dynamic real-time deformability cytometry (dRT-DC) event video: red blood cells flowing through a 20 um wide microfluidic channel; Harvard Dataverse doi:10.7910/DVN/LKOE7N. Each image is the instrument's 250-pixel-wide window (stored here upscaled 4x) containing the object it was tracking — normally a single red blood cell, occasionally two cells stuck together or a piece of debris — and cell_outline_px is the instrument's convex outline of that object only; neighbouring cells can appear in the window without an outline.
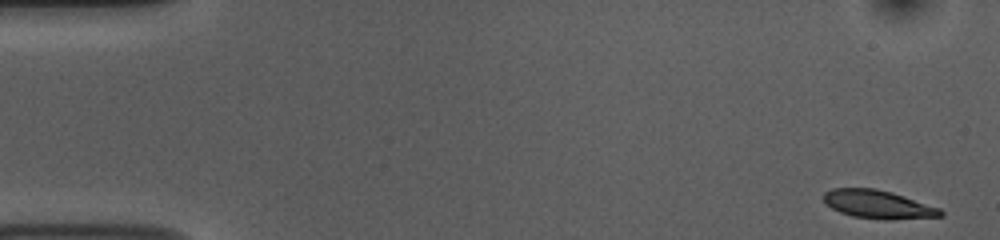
{"species": "common noctule bat (a hibernating species)", "species_latin": "Nyctalus noctula", "temperature_condition": "room temperature", "stored_images_in_passage": 52, "camera_frame_rate_fps": 3000, "um_per_image_px": 0.085, "animal": {"sex": "female", "body_mass_g": 10.0, "forearm_length_mm": 53.1}, "frame": {"image": 1, "passage_image": 1, "time_ms": 0.0, "image_size_px": [1000, 240], "cell_outline_px": [[944, 216], [892, 220], [888, 220], [852, 216], [840, 212], [832, 208], [824, 200], [824, 192], [832, 188], [876, 188], [892, 192], [940, 208], [944, 212]], "centroid_in_image_um": [74.67, 17.37], "position_along_channel_um": 10.3, "area_um2": 19.31}}
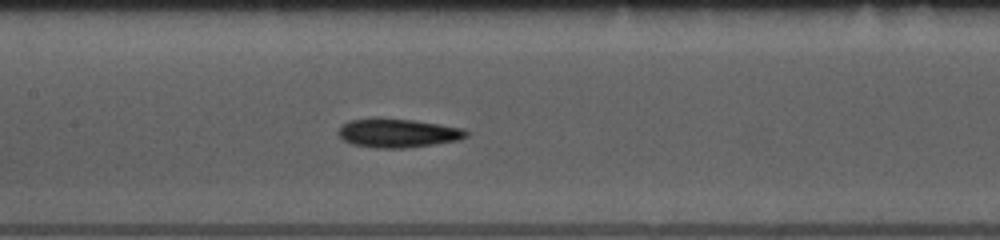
{"frame": {"image": 2, "passage_image": 24, "time_ms": 7.667, "image_size_px": [1000, 240], "cell_outline_px": [[468, 136], [460, 140], [404, 148], [376, 148], [352, 144], [344, 140], [336, 132], [348, 120], [412, 120], [464, 128], [468, 132]], "centroid_in_image_um": [33.86, 11.34], "position_along_channel_um": 173.5, "area_um2": 20.81}}
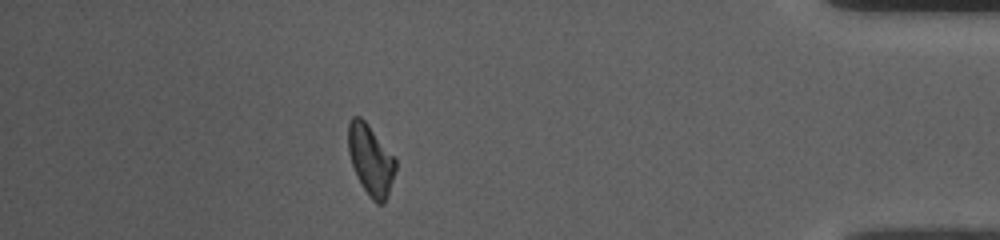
{"frame": {"image": 3, "passage_image": 46, "time_ms": 15.0, "image_size_px": [1000, 240], "cell_outline_px": [[396, 168], [384, 204], [376, 204], [368, 196], [352, 164], [348, 152], [348, 124], [352, 116], [360, 116], [368, 124], [396, 160]], "centroid_in_image_um": [31.49, 13.58], "position_along_channel_um": 403.7, "area_um2": 19.02}, "authors_computed_cell_mechanics": {"area_um2": 19.9988, "velocity_mm_per_s": 3.7489, "shape_relaxation_time_tau1_ms": 4.2492, "shape_relaxation_time_tau2_ms": 4.2409, "deformation_change_tau1": 0.1551, "deformation_change_tau2": 0.1337}}